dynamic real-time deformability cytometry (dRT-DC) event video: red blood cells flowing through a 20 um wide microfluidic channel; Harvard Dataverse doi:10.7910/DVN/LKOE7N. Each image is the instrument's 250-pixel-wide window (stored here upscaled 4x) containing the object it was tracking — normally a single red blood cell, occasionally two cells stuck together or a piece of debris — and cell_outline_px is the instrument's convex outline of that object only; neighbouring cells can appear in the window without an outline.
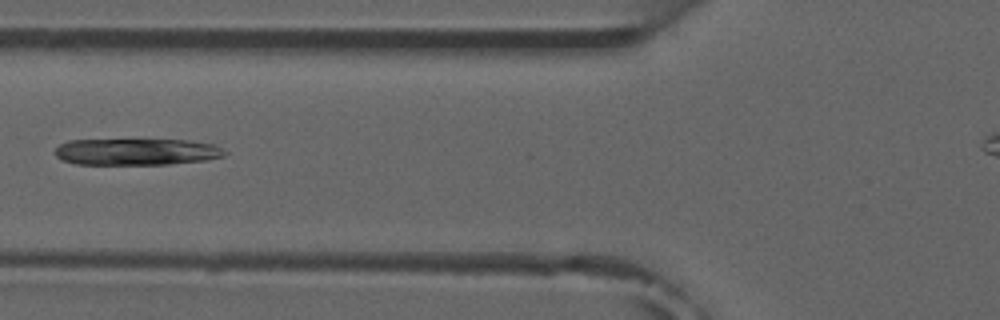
{"species": "common noctule bat (a hibernating species)", "species_latin": "Nyctalus noctula", "temperature_condition": "room temperature", "stored_images_in_passage": 6, "camera_frame_rate_fps": 3000, "um_per_image_px": 0.085, "animal": {"sex": "male", "forearm_length_mm": 52.5}, "frame": {"image": 1, "passage_image": 6, "time_ms": 5.667, "image_size_px": [1000, 320], "cell_outline_px": [[228, 152], [224, 156], [204, 160], [168, 164], [76, 164], [60, 160], [56, 156], [56, 148], [60, 144], [68, 140], [188, 140], [212, 144]], "centroid_in_image_um": [11.58, 12.9], "position_along_channel_um": 114.2, "area_um2": 26.18}}